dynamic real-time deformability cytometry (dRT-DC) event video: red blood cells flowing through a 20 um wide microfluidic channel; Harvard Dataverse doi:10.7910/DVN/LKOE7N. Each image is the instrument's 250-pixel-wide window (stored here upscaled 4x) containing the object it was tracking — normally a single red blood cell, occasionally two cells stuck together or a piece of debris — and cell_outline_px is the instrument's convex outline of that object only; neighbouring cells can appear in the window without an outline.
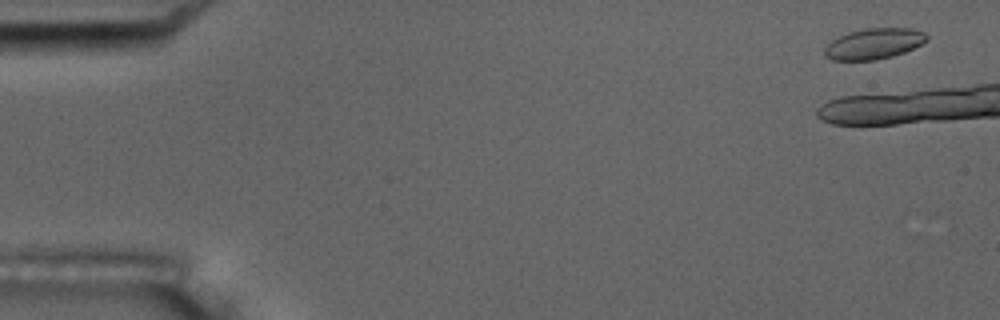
{"species": "common noctule bat (a hibernating species)", "species_latin": "Nyctalus noctula", "temperature_condition": "room temperature", "stored_images_in_passage": 7, "camera_frame_rate_fps": 3000, "um_per_image_px": 0.085, "animal": {"sex": "male", "body_mass_g": 17.5, "forearm_length_mm": 52.3}, "frame": {"image": 1, "passage_image": 1, "time_ms": 0.0, "image_size_px": [1000, 320], "cell_outline_px": [[928, 40], [904, 52], [892, 56], [876, 60], [832, 60], [824, 56], [824, 48], [832, 40], [848, 32], [868, 28], [912, 28], [924, 32], [928, 36]], "centroid_in_image_um": [74.27, 3.71], "position_along_channel_um": 10.7, "area_um2": 18.26}}